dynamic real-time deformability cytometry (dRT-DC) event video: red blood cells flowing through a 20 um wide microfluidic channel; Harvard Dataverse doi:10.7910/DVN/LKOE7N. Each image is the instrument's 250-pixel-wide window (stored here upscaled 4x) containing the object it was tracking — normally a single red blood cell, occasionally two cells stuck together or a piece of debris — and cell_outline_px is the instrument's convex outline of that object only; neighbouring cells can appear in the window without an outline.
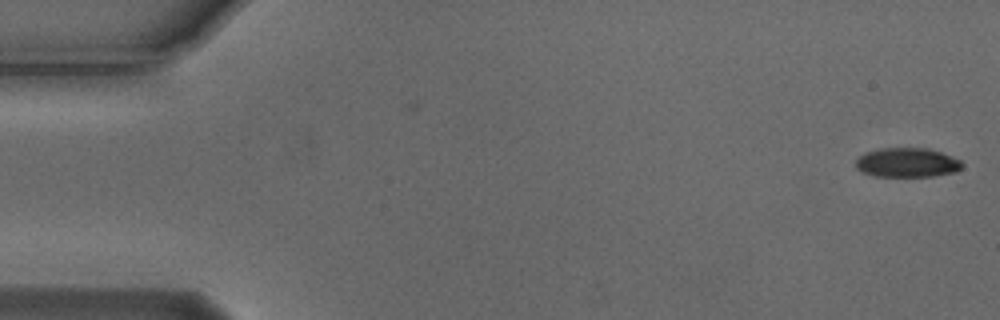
{"species": "Egyptian fruit bat (a non-hibernating species)", "species_latin": "Rousettus aegyptiacus", "temperature_condition": "cold", "stored_images_in_passage": 10, "camera_frame_rate_fps": 3000, "um_per_image_px": 0.085, "animal": {"sex": "male"}, "frame": {"image": 1, "passage_image": 1, "time_ms": 0.0, "image_size_px": [1000, 320], "cell_outline_px": [[964, 164], [960, 168], [952, 172], [932, 176], [872, 176], [860, 172], [856, 168], [856, 160], [860, 156], [868, 152], [880, 148], [928, 148], [952, 156], [960, 160]], "centroid_in_image_um": [77.08, 13.82], "position_along_channel_um": 7.9, "area_um2": 18.09}}